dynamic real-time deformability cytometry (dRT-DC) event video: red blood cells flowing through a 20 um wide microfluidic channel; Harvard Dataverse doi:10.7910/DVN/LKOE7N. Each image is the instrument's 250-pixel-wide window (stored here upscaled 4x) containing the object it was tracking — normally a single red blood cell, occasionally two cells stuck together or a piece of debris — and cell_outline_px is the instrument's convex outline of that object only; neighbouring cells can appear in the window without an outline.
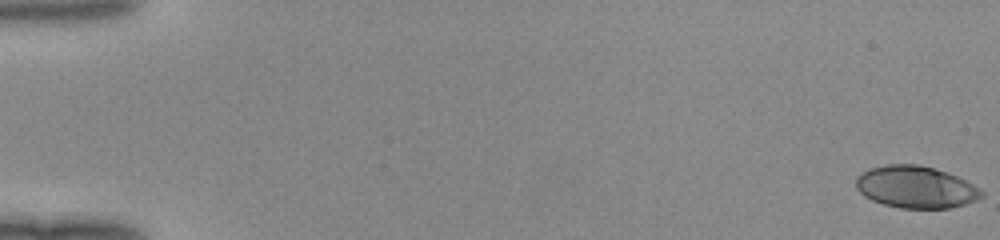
{"species": "human", "species_latin": "Homo sapiens", "temperature_condition": "room temperature", "stored_images_in_passage": 51, "camera_frame_rate_fps": 3000, "um_per_image_px": 0.085, "donor": {"sex": "female"}, "frame": {"image": 1, "passage_image": 1, "time_ms": 0.0, "image_size_px": [1000, 240], "cell_outline_px": [[984, 196], [976, 200], [952, 208], [900, 208], [884, 204], [872, 200], [864, 196], [856, 188], [856, 176], [868, 168], [888, 164], [920, 164], [956, 176], [972, 184], [984, 192]], "centroid_in_image_um": [77.81, 15.9], "position_along_channel_um": 7.2, "area_um2": 30.69}}
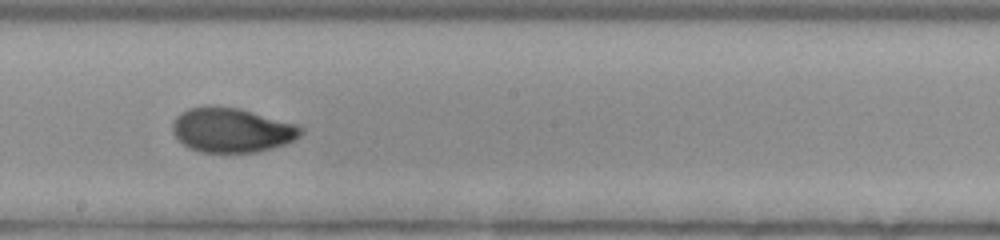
{"frame": {"image": 2, "passage_image": 30, "time_ms": 9.667, "image_size_px": [1000, 240], "cell_outline_px": [[304, 132], [300, 136], [284, 144], [272, 148], [256, 152], [200, 152], [188, 148], [172, 132], [172, 120], [180, 112], [188, 108], [204, 104], [208, 104], [240, 108], [300, 124], [304, 128]], "centroid_in_image_um": [19.7, 11.02], "position_along_channel_um": 228.5, "area_um2": 33.99}}
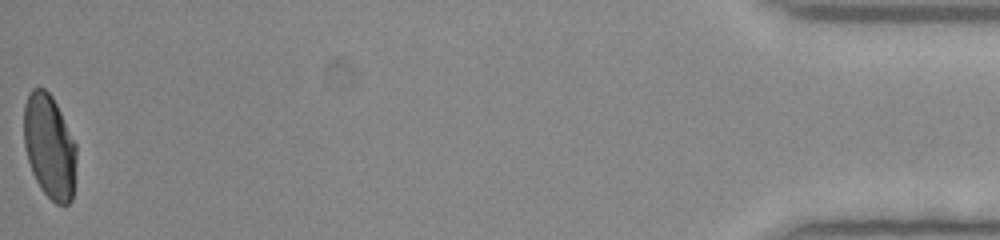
{"frame": {"image": 3, "passage_image": 51, "time_ms": 16.667, "image_size_px": [1000, 240], "cell_outline_px": [[76, 160], [72, 200], [68, 204], [56, 204], [40, 188], [32, 172], [28, 160], [24, 144], [24, 104], [28, 92], [32, 88], [44, 88], [52, 96], [76, 144]], "centroid_in_image_um": [4.19, 12.44], "position_along_channel_um": 431.0, "area_um2": 31.79}}